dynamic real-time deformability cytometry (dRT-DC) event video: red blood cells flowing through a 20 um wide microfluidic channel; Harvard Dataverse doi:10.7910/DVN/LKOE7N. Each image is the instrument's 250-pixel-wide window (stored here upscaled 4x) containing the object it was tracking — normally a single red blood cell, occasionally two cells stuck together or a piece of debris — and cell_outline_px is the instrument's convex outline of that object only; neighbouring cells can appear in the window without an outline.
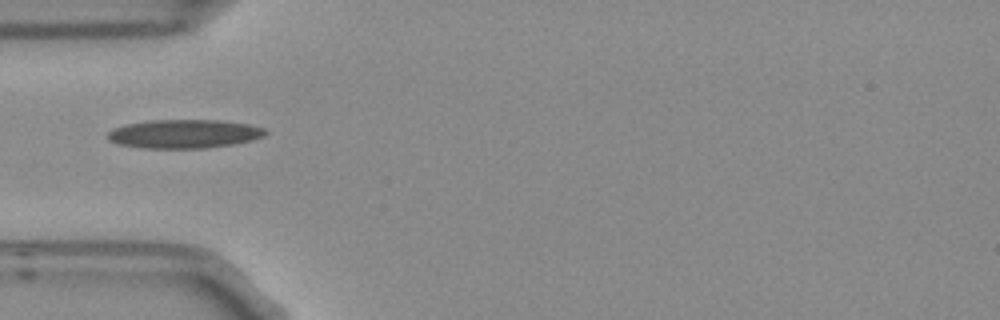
{"species": "Egyptian fruit bat (a non-hibernating species)", "species_latin": "Rousettus aegyptiacus", "temperature_condition": "room temperature", "stored_images_in_passage": 5, "camera_frame_rate_fps": 3000, "um_per_image_px": 0.085, "frame": {"image": 1, "passage_image": 3, "time_ms": 0.667, "image_size_px": [1000, 320], "cell_outline_px": [[268, 132], [264, 136], [252, 140], [232, 144], [204, 148], [144, 148], [120, 144], [108, 140], [108, 132], [112, 128], [124, 124], [148, 120], [220, 120], [248, 124], [264, 128]], "centroid_in_image_um": [15.64, 11.37], "position_along_channel_um": 69.4, "area_um2": 26.41}}